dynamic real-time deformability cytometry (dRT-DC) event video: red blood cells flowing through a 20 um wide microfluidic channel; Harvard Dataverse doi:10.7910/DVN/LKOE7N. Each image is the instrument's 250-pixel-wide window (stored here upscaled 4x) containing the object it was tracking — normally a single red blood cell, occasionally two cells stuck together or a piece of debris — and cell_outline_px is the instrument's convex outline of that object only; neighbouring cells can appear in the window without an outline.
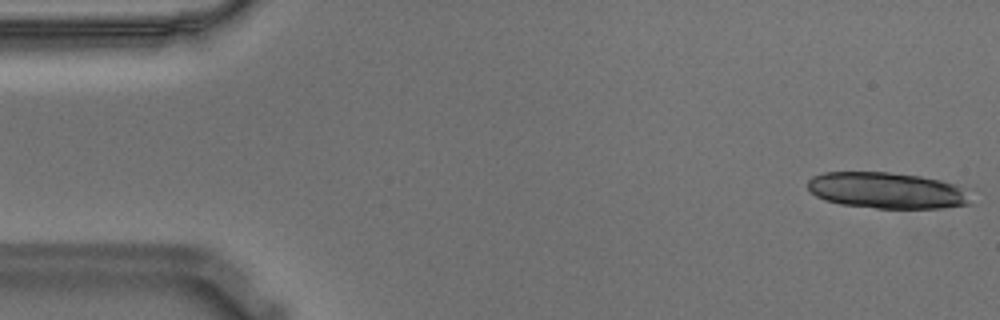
{"species": "Egyptian fruit bat (a non-hibernating species)", "species_latin": "Rousettus aegyptiacus", "temperature_condition": "warm", "stored_images_in_passage": 15, "camera_frame_rate_fps": 3000, "um_per_image_px": 0.085, "animal": {"sex": "male"}, "frame": {"image": 1, "passage_image": 1, "time_ms": 0.0, "image_size_px": [1000, 320], "cell_outline_px": [[972, 204], [940, 208], [876, 208], [840, 204], [824, 200], [816, 196], [808, 188], [808, 180], [812, 176], [824, 172], [888, 172], [920, 176], [940, 180], [956, 184], [960, 188]], "centroid_in_image_um": [75.32, 16.18], "position_along_channel_um": 9.7, "area_um2": 34.16}}